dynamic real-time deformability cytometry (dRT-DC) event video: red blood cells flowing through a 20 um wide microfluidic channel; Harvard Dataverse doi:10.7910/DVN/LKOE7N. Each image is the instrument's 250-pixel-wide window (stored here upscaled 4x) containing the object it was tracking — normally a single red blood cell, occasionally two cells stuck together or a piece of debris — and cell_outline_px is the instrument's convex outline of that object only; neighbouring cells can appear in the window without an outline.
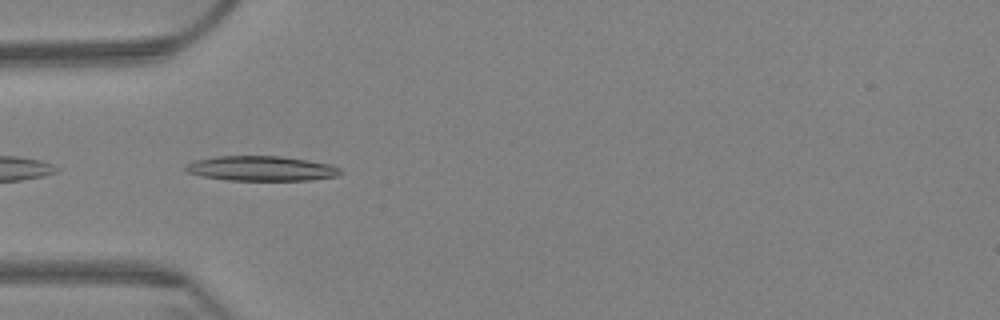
{"species": "Egyptian fruit bat (a non-hibernating species)", "species_latin": "Rousettus aegyptiacus", "temperature_condition": "warm", "stored_images_in_passage": 9, "camera_frame_rate_fps": 3000, "um_per_image_px": 0.085, "animal": {"sex": "female"}, "frame": {"image": 1, "passage_image": 2, "time_ms": 0.333, "image_size_px": [1000, 320], "cell_outline_px": [[344, 172], [336, 176], [308, 180], [228, 180], [204, 176], [188, 172], [184, 168], [188, 164], [196, 160], [216, 156], [280, 156], [308, 160], [332, 164], [340, 168]], "centroid_in_image_um": [22.27, 14.31], "position_along_channel_um": 62.7, "area_um2": 22.31}}